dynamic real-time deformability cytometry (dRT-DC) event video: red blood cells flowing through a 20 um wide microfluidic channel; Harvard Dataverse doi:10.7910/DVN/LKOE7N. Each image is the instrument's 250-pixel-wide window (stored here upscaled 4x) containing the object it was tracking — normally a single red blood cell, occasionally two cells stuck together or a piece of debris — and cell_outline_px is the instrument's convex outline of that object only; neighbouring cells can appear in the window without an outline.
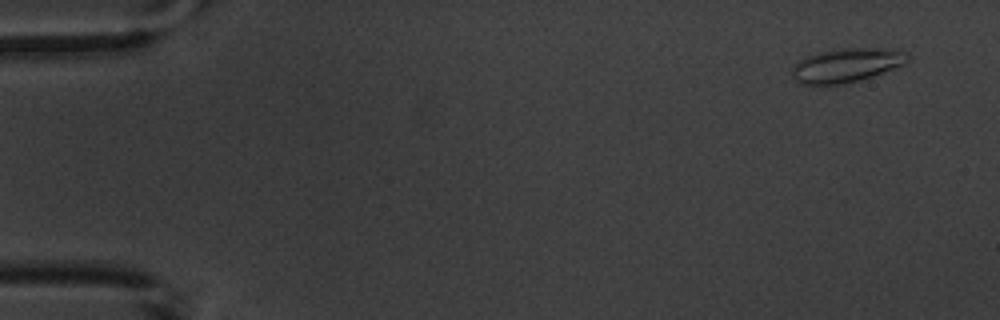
{"species": "common noctule bat (a hibernating species)", "species_latin": "Nyctalus noctula", "temperature_condition": "warm", "stored_images_in_passage": 6, "camera_frame_rate_fps": 3000, "um_per_image_px": 0.085, "animal": {"sex": "male", "body_mass_g": 20.1, "forearm_length_mm": 53.5}, "frame": {"image": 1, "passage_image": 1, "time_ms": 0.0, "image_size_px": [1000, 320], "cell_outline_px": [[908, 60], [904, 64], [872, 76], [860, 80], [844, 84], [800, 84], [796, 80], [792, 72], [792, 68], [800, 60], [808, 56], [820, 52], [844, 48], [872, 48], [908, 52]], "centroid_in_image_um": [71.95, 5.55], "position_along_channel_um": 13.1, "area_um2": 22.37}}
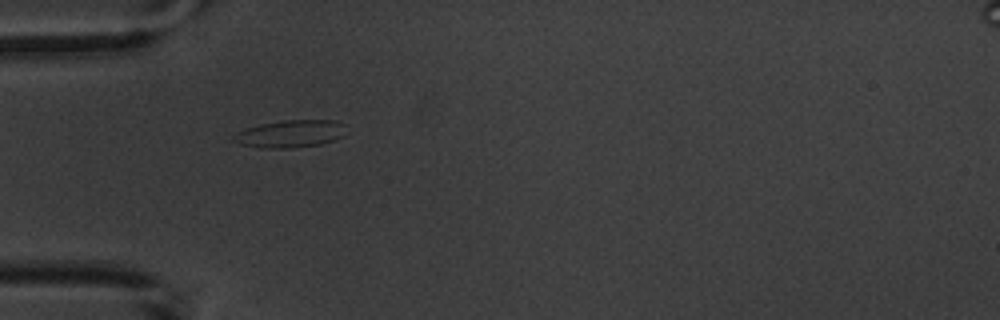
{"frame": {"image": 2, "passage_image": 5, "time_ms": 4.667, "image_size_px": [1000, 320], "cell_outline_px": [[344, 136], [320, 144], [288, 148], [260, 148], [240, 144], [232, 140], [232, 136], [236, 132], [244, 128], [260, 124], [284, 120], [336, 120], [340, 124]], "centroid_in_image_um": [24.58, 11.37], "position_along_channel_um": 60.4, "area_um2": 17.8}}
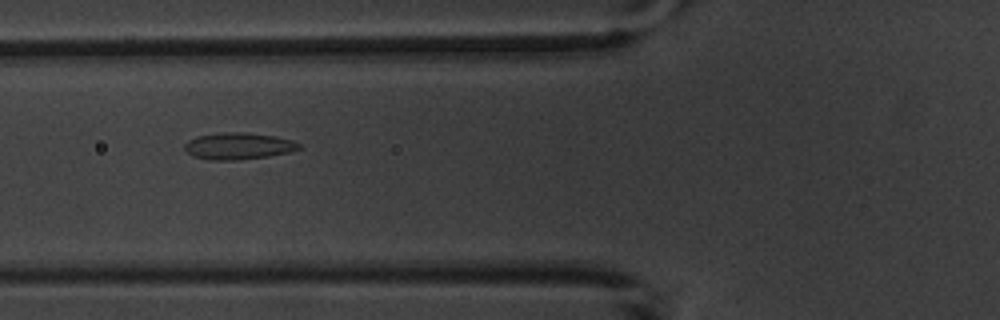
{"frame": {"image": 3, "passage_image": 6, "time_ms": 6.0, "image_size_px": [1000, 320], "cell_outline_px": [[304, 148], [288, 152], [268, 156], [236, 160], [208, 160], [192, 156], [184, 148], [184, 144], [188, 140], [196, 136], [224, 132], [244, 132], [276, 136], [292, 140], [300, 144]], "centroid_in_image_um": [20.26, 12.41], "position_along_channel_um": 105.5, "area_um2": 17.92}}